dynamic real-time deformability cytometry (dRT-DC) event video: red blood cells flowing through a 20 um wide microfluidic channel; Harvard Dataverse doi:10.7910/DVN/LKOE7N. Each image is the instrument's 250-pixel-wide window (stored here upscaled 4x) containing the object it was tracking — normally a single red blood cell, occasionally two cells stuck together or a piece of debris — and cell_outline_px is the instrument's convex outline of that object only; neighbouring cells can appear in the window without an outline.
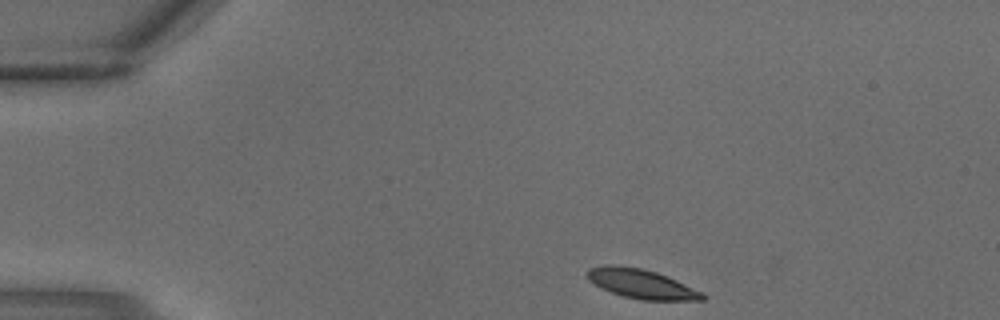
{"species": "common noctule bat (a hibernating species)", "species_latin": "Nyctalus noctula", "temperature_condition": "warm", "stored_images_in_passage": 2, "camera_frame_rate_fps": 3000, "um_per_image_px": 0.085, "animal": {"sex": "male", "body_mass_g": 18.8}, "frame": {"image": 1, "passage_image": 1, "time_ms": 0.0, "image_size_px": [1000, 320], "cell_outline_px": [[708, 296], [704, 300], [640, 300], [624, 296], [600, 288], [588, 280], [584, 272], [588, 268], [608, 264], [612, 264], [640, 268], [656, 272], [676, 280], [704, 292]], "centroid_in_image_um": [54.5, 24.12], "position_along_channel_um": 30.5, "area_um2": 19.88}}